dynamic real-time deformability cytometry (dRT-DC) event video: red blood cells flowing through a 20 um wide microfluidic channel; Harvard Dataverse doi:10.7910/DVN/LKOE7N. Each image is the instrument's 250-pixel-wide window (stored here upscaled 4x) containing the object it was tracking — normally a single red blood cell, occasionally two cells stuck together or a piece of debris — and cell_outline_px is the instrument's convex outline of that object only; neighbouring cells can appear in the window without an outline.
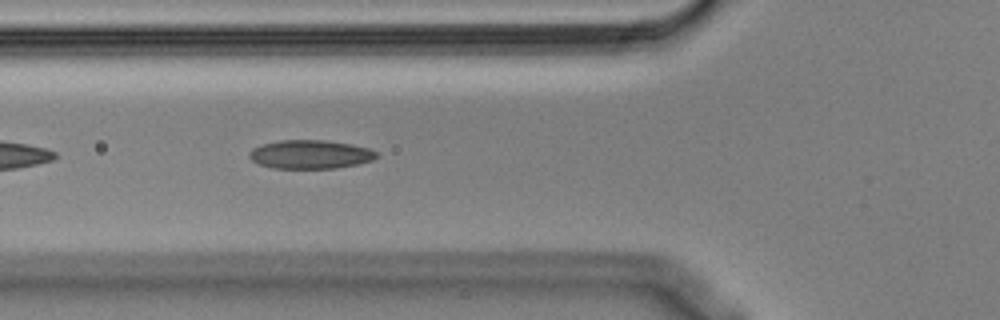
{"species": "Egyptian fruit bat (a non-hibernating species)", "species_latin": "Rousettus aegyptiacus", "temperature_condition": "cold", "stored_images_in_passage": 10, "camera_frame_rate_fps": 3000, "um_per_image_px": 0.085, "animal": {"sex": "male"}, "frame": {"image": 1, "passage_image": 6, "time_ms": 1.667, "image_size_px": [1000, 320], "cell_outline_px": [[380, 156], [372, 160], [356, 164], [336, 168], [272, 168], [260, 164], [252, 160], [248, 156], [248, 152], [252, 148], [264, 144], [280, 140], [328, 140], [352, 144], [368, 148], [376, 152]], "centroid_in_image_um": [26.38, 13.11], "position_along_channel_um": 99.4, "area_um2": 21.27}}